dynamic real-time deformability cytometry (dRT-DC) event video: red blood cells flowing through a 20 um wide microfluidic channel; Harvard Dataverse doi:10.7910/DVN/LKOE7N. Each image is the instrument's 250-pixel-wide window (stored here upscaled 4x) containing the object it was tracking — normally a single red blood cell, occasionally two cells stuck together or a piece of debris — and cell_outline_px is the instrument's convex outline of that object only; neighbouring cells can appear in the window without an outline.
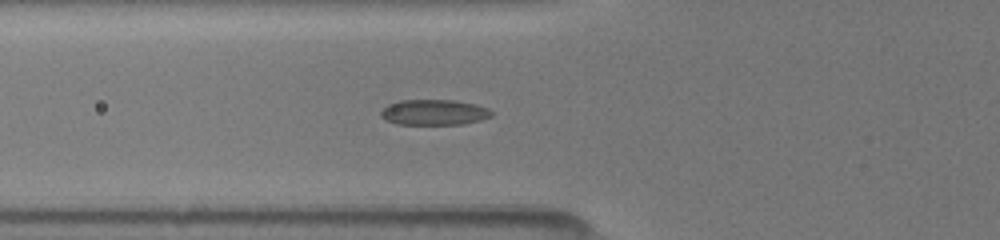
{"species": "common noctule bat (a hibernating species)", "species_latin": "Nyctalus noctula", "temperature_condition": "room temperature", "stored_images_in_passage": 21, "camera_frame_rate_fps": 3000, "um_per_image_px": 0.085, "animal": {"sex": "female", "body_mass_g": 19.5, "forearm_length_mm": 54.1}, "frame": {"image": 1, "passage_image": 11, "time_ms": 5.667, "image_size_px": [1000, 240], "cell_outline_px": [[492, 116], [480, 120], [464, 124], [396, 124], [380, 116], [380, 112], [388, 104], [400, 100], [452, 100], [476, 104], [488, 108], [492, 112]], "centroid_in_image_um": [36.9, 9.54], "position_along_channel_um": 88.9, "area_um2": 16.42}}
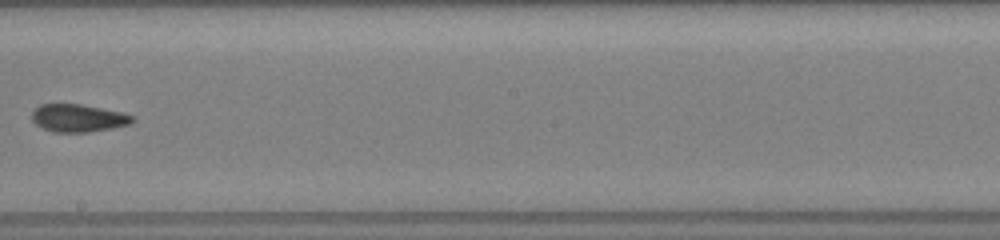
{"frame": {"image": 2, "passage_image": 17, "time_ms": 9.333, "image_size_px": [1000, 240], "cell_outline_px": [[136, 120], [132, 124], [112, 128], [88, 132], [52, 132], [36, 124], [32, 120], [32, 112], [40, 104], [80, 104], [124, 112], [136, 116]], "centroid_in_image_um": [6.71, 10.03], "position_along_channel_um": 241.5, "area_um2": 16.42}}
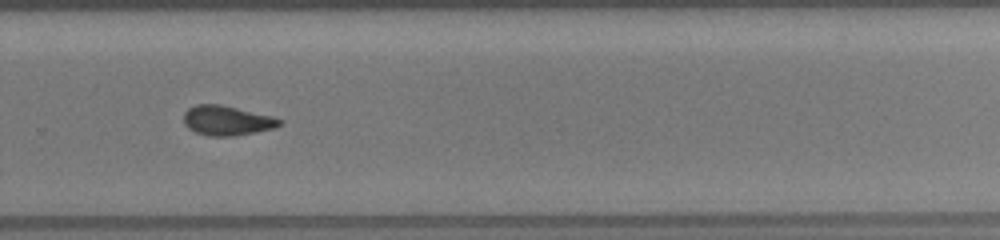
{"frame": {"image": 3, "passage_image": 20, "time_ms": 11.0, "image_size_px": [1000, 240], "cell_outline_px": [[284, 120], [280, 124], [272, 128], [232, 136], [208, 136], [196, 132], [188, 128], [184, 124], [184, 112], [188, 108], [196, 104], [220, 104], [272, 116]], "centroid_in_image_um": [19.24, 10.23], "position_along_channel_um": 310.6, "area_um2": 16.42}}